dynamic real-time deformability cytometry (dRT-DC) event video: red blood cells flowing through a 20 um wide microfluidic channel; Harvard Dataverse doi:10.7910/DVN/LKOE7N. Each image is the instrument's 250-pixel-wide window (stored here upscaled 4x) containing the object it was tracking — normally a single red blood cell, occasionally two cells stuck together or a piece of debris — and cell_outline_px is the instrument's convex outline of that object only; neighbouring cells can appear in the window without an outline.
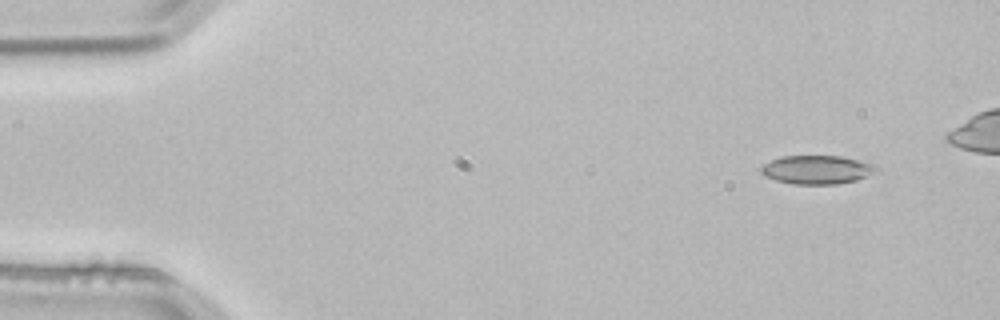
{"species": "common noctule bat (a hibernating species)", "species_latin": "Nyctalus noctula", "temperature_condition": "room temperature", "stored_images_in_passage": 4, "camera_frame_rate_fps": 3000, "um_per_image_px": 0.085, "animal": {"sex": "male", "body_mass_g": 21.5, "forearm_length_mm": 52.0}, "frame": {"image": 1, "passage_image": 1, "time_ms": 0.0, "image_size_px": [1000, 320], "cell_outline_px": [[880, 172], [856, 180], [836, 184], [792, 184], [776, 180], [764, 176], [760, 172], [760, 168], [764, 164], [780, 156], [840, 156], [876, 164], [880, 168]], "centroid_in_image_um": [69.49, 14.42], "position_along_channel_um": 15.5, "area_um2": 19.48}}